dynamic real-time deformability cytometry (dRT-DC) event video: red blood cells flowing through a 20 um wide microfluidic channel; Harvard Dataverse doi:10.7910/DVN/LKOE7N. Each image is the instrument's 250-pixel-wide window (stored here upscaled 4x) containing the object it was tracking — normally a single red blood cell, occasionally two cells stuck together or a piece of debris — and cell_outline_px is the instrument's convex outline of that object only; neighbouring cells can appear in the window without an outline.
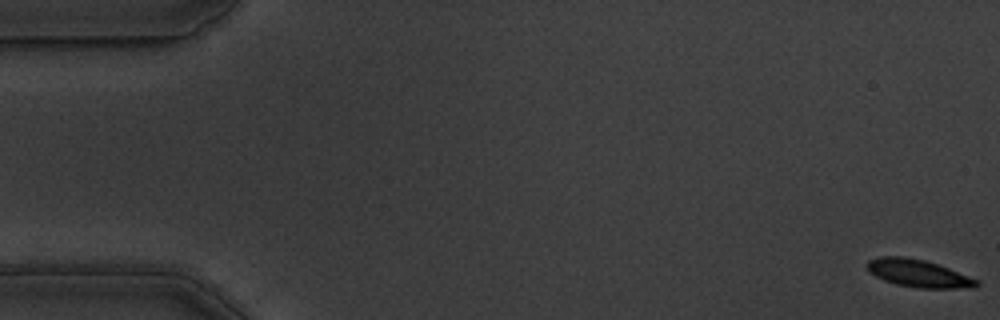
{"species": "common noctule bat (a hibernating species)", "species_latin": "Nyctalus noctula", "temperature_condition": "warm", "stored_images_in_passage": 56, "camera_frame_rate_fps": 3000, "um_per_image_px": 0.085, "animal": {"sex": "male", "body_mass_g": 19.5, "forearm_length_mm": 54.6}, "frame": {"image": 1, "passage_image": 1, "time_ms": 0.0, "image_size_px": [1000, 320], "cell_outline_px": [[980, 284], [976, 288], [920, 288], [896, 284], [884, 280], [876, 276], [864, 264], [868, 260], [880, 256], [900, 256], [924, 260], [948, 268], [980, 280]], "centroid_in_image_um": [78.09, 23.24], "position_along_channel_um": 6.9, "area_um2": 17.51}}
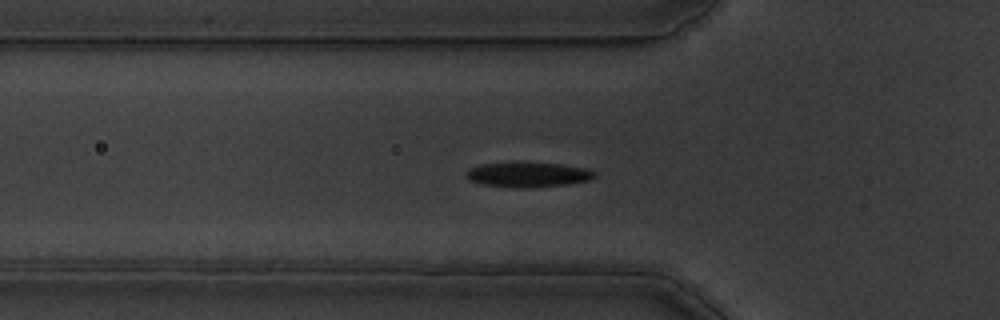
{"frame": {"image": 2, "passage_image": 19, "time_ms": 6.0, "image_size_px": [1000, 320], "cell_outline_px": [[596, 176], [592, 180], [568, 184], [528, 188], [516, 188], [480, 184], [468, 180], [464, 176], [464, 172], [468, 168], [480, 164], [560, 164], [588, 168], [596, 172]], "centroid_in_image_um": [44.87, 14.87], "position_along_channel_um": 80.9, "area_um2": 18.55}}
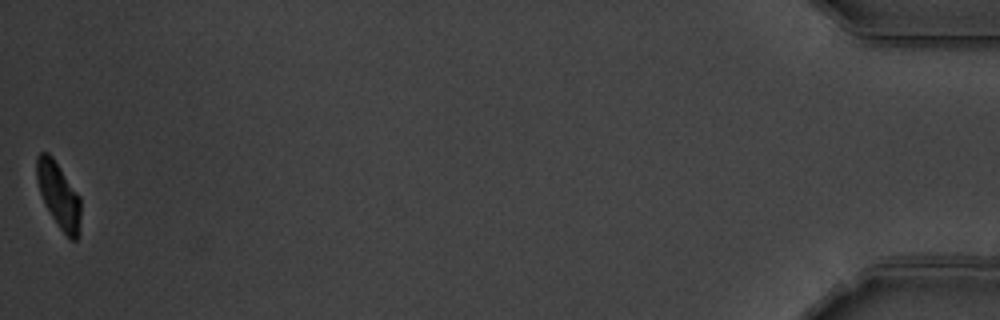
{"frame": {"image": 3, "passage_image": 56, "time_ms": 18.333, "image_size_px": [1000, 320], "cell_outline_px": [[80, 232], [76, 240], [72, 240], [60, 228], [44, 204], [36, 180], [36, 156], [40, 152], [48, 152], [52, 156], [80, 196]], "centroid_in_image_um": [4.98, 16.56], "position_along_channel_um": 430.2, "area_um2": 16.82}, "authors_computed_cell_mechanics": {"area_um2": 18.1492, "velocity_mm_per_s": 3.6213, "shape_relaxation_time_tau1_ms": 2.5047, "shape_relaxation_time_tau2_ms": 2.1555, "deformation_change_tau1": 0.1448, "deformation_change_tau2": 0.0552}}